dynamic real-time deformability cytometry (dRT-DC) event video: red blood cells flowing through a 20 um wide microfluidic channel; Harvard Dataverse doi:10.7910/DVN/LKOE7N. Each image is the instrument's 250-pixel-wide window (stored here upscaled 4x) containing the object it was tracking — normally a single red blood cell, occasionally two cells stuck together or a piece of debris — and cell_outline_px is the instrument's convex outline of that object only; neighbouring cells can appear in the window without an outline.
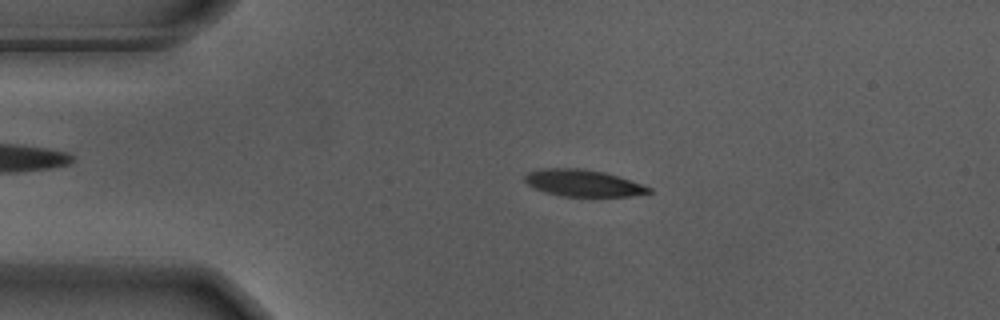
{"species": "Egyptian fruit bat (a non-hibernating species)", "species_latin": "Rousettus aegyptiacus", "temperature_condition": "warm", "stored_images_in_passage": 55, "camera_frame_rate_fps": 3000, "um_per_image_px": 0.085, "animal": {"sex": "male"}, "frame": {"image": 1, "passage_image": 11, "time_ms": 3.333, "image_size_px": [1000, 320], "cell_outline_px": [[652, 192], [632, 196], [560, 196], [544, 192], [528, 184], [524, 180], [524, 176], [528, 172], [544, 168], [580, 168], [604, 172], [620, 176], [652, 188]], "centroid_in_image_um": [49.57, 15.56], "position_along_channel_um": 35.4, "area_um2": 19.36}}
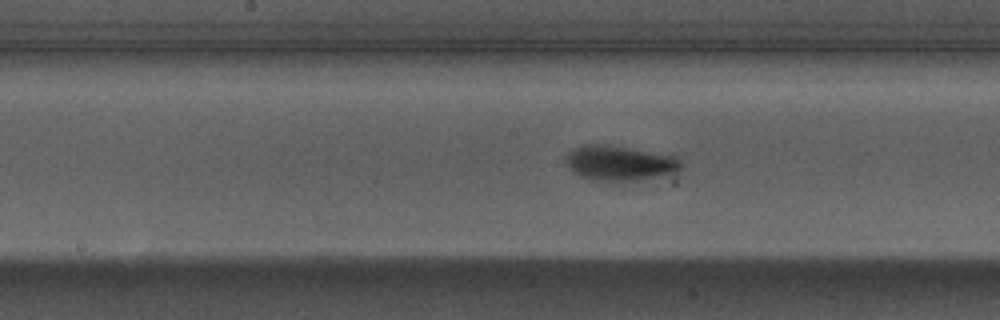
{"frame": {"image": 2, "passage_image": 27, "time_ms": 8.667, "image_size_px": [1000, 320], "cell_outline_px": [[684, 164], [680, 168], [664, 176], [632, 180], [592, 180], [580, 176], [572, 172], [568, 168], [568, 152], [572, 148], [580, 144], [604, 144], [676, 156]], "centroid_in_image_um": [52.65, 13.85], "position_along_channel_um": 195.6, "area_um2": 23.24}}
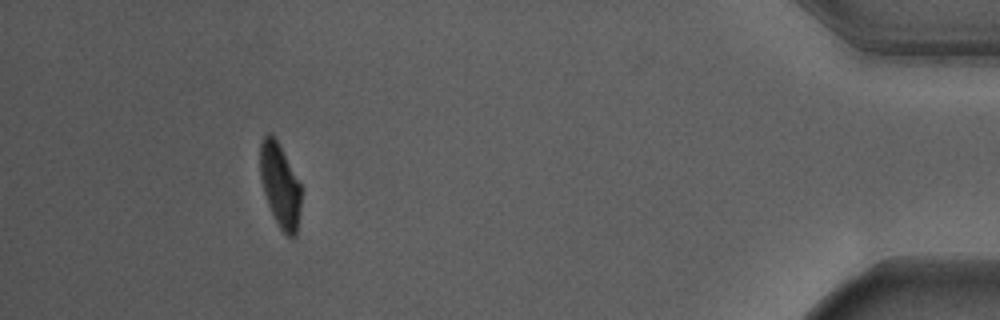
{"frame": {"image": 3, "passage_image": 50, "time_ms": 16.333, "image_size_px": [1000, 320], "cell_outline_px": [[300, 212], [296, 236], [288, 236], [280, 228], [268, 204], [264, 192], [260, 176], [260, 144], [264, 136], [272, 132], [300, 184]], "centroid_in_image_um": [23.79, 15.76], "position_along_channel_um": 411.4, "area_um2": 19.54}, "authors_computed_cell_mechanics": {"area_um2": 21.3282, "velocity_mm_per_s": 3.685, "shape_relaxation_time_tau1_ms": 2.3058, "shape_relaxation_time_tau2_ms": 1.7686, "deformation_change_tau1": 0.1732, "deformation_change_tau2": 0.0823}}